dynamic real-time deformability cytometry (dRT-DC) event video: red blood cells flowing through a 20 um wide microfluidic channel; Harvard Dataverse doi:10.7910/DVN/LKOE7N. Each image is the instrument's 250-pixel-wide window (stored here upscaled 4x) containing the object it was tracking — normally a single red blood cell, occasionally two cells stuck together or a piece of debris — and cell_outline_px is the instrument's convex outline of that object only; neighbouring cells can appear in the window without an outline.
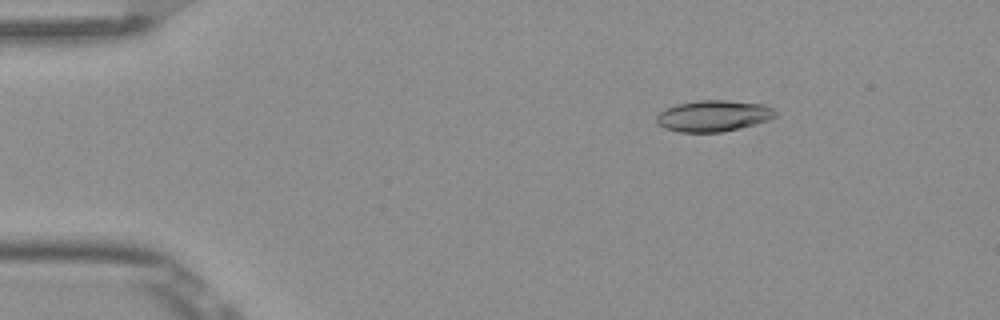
{"species": "Egyptian fruit bat (a non-hibernating species)", "species_latin": "Rousettus aegyptiacus", "temperature_condition": "room temperature", "stored_images_in_passage": 5, "camera_frame_rate_fps": 3000, "um_per_image_px": 0.085, "frame": {"image": 1, "passage_image": 3, "time_ms": 0.667, "image_size_px": [1000, 320], "cell_outline_px": [[776, 116], [772, 120], [740, 128], [720, 132], [680, 132], [664, 128], [656, 124], [656, 116], [664, 108], [676, 104], [700, 100], [728, 100], [764, 104], [772, 108], [776, 112]], "centroid_in_image_um": [60.64, 9.85], "position_along_channel_um": 24.4, "area_um2": 21.91}}